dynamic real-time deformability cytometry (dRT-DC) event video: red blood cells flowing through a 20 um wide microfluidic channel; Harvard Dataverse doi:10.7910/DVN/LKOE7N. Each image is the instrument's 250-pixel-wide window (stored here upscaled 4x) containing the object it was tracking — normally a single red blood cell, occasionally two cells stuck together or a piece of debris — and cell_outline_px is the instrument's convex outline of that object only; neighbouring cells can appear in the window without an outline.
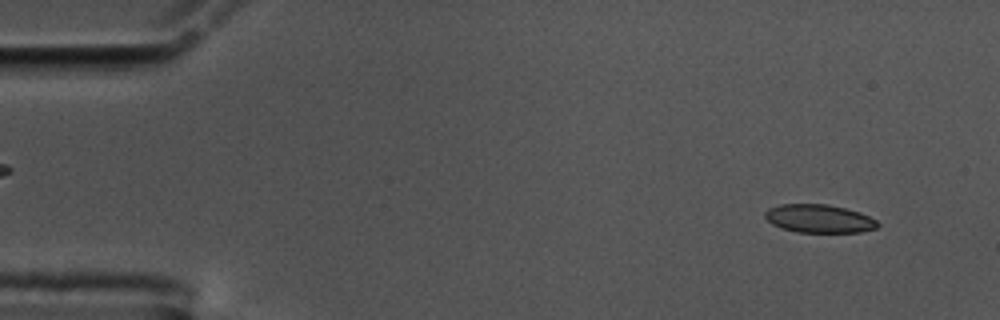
{"species": "common noctule bat (a hibernating species)", "species_latin": "Nyctalus noctula", "temperature_condition": "cold", "stored_images_in_passage": 56, "camera_frame_rate_fps": 3000, "um_per_image_px": 0.085, "animal": {"sex": "male", "body_mass_g": 17.5, "forearm_length_mm": 52.3}, "frame": {"image": 1, "passage_image": 4, "time_ms": 1.0, "image_size_px": [1000, 320], "cell_outline_px": [[880, 224], [876, 228], [860, 232], [796, 232], [780, 228], [772, 224], [764, 216], [764, 212], [768, 208], [780, 204], [828, 204], [860, 212], [876, 220]], "centroid_in_image_um": [69.6, 18.58], "position_along_channel_um": 15.4, "area_um2": 18.61}}
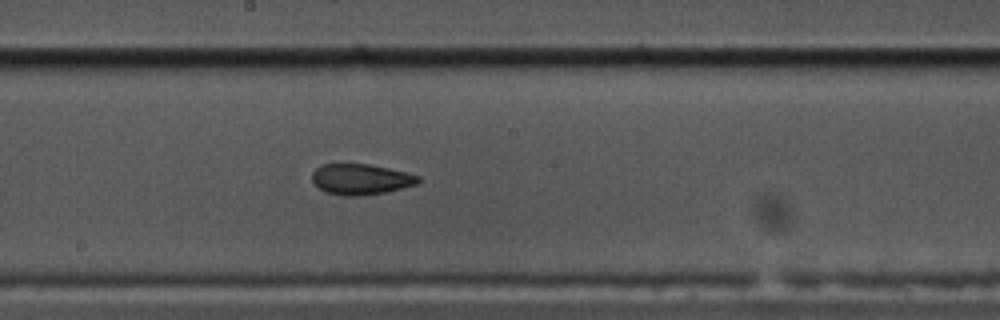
{"frame": {"image": 2, "passage_image": 30, "time_ms": 9.667, "image_size_px": [1000, 320], "cell_outline_px": [[420, 180], [416, 184], [384, 192], [360, 196], [344, 196], [328, 192], [320, 188], [312, 180], [312, 172], [320, 164], [368, 164], [388, 168], [420, 176]], "centroid_in_image_um": [30.64, 15.23], "position_along_channel_um": 217.6, "area_um2": 18.73}}
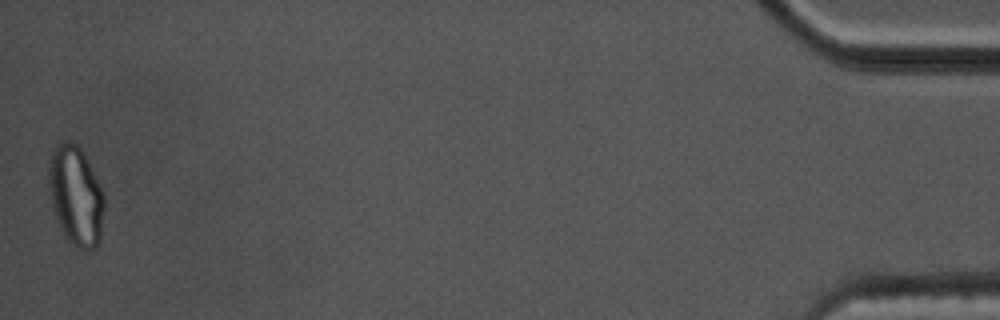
{"frame": {"image": 3, "passage_image": 56, "time_ms": 18.333, "image_size_px": [1000, 320], "cell_outline_px": [[104, 208], [100, 240], [96, 248], [88, 252], [84, 252], [76, 248], [64, 236], [60, 228], [52, 204], [48, 188], [48, 160], [56, 144], [64, 140], [68, 140], [76, 144], [80, 148], [104, 196]], "centroid_in_image_um": [6.42, 16.69], "position_along_channel_um": 428.8, "area_um2": 32.25}, "authors_computed_cell_mechanics": {"area_um2": 19.6231, "velocity_mm_per_s": 3.5182, "shape_relaxation_time_tau1_ms": null, "shape_relaxation_time_tau2_ms": 2.2287, "deformation_change_tau1": null, "deformation_change_tau2": 0.0682}}